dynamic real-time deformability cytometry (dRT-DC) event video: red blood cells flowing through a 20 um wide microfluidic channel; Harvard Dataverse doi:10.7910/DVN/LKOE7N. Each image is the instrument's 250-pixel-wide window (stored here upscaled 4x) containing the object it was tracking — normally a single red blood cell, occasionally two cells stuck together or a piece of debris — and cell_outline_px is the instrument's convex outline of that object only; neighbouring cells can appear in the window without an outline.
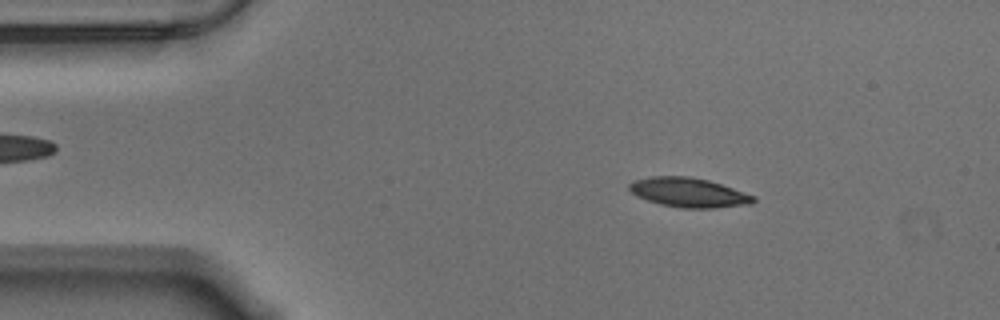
{"species": "Egyptian fruit bat (a non-hibernating species)", "species_latin": "Rousettus aegyptiacus", "temperature_condition": "warm", "stored_images_in_passage": 56, "camera_frame_rate_fps": 3000, "um_per_image_px": 0.085, "animal": {"sex": "male"}, "frame": {"image": 1, "passage_image": 8, "time_ms": 2.333, "image_size_px": [1000, 320], "cell_outline_px": [[756, 200], [752, 204], [716, 208], [680, 208], [660, 204], [636, 196], [628, 188], [628, 184], [632, 180], [652, 176], [688, 176], [708, 180], [756, 196]], "centroid_in_image_um": [58.53, 16.36], "position_along_channel_um": 26.5, "area_um2": 21.39}}
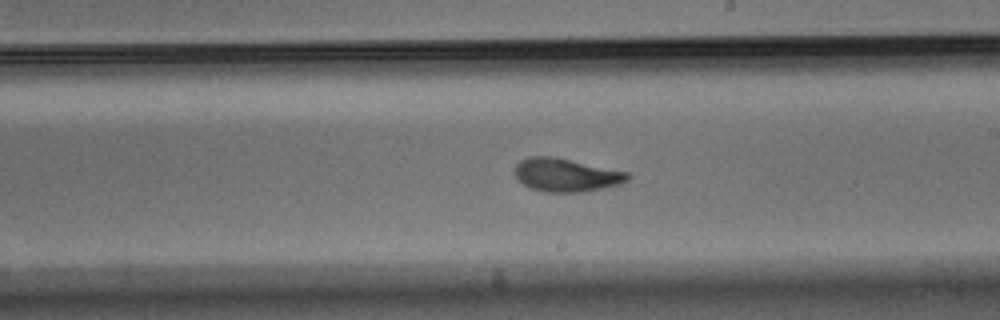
{"frame": {"image": 2, "passage_image": 31, "time_ms": 10.0, "image_size_px": [1000, 320], "cell_outline_px": [[632, 176], [628, 180], [620, 184], [604, 188], [580, 192], [544, 192], [532, 188], [516, 180], [516, 164], [520, 160], [528, 156], [556, 156], [628, 172]], "centroid_in_image_um": [48.13, 14.86], "position_along_channel_um": 240.9, "area_um2": 22.08}}
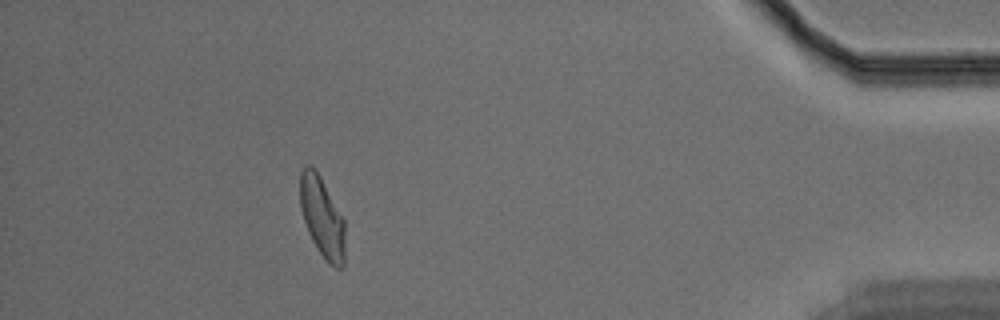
{"frame": {"image": 3, "passage_image": 50, "time_ms": 16.333, "image_size_px": [1000, 320], "cell_outline_px": [[344, 268], [336, 268], [328, 264], [312, 240], [308, 232], [300, 208], [300, 172], [308, 164], [312, 164], [316, 168], [344, 220]], "centroid_in_image_um": [27.37, 18.45], "position_along_channel_um": 407.8, "area_um2": 21.04}, "authors_computed_cell_mechanics": {"area_um2": 21.4438, "velocity_mm_per_s": 3.5201, "shape_relaxation_time_tau1_ms": 4.9527, "shape_relaxation_time_tau2_ms": 1.7856, "deformation_change_tau1": 0.171, "deformation_change_tau2": 0.0778}}